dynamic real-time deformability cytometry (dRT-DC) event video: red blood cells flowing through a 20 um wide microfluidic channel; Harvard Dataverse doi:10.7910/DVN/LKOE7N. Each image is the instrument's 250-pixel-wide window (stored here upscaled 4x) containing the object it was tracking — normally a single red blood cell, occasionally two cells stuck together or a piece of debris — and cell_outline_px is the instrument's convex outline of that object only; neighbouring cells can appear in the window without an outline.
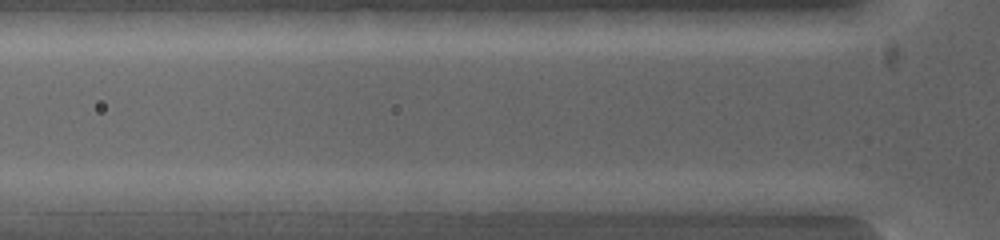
{"species": "common noctule bat (a hibernating species)", "species_latin": "Nyctalus noctula", "temperature_condition": "warm", "stored_images_in_passage": 3, "camera_frame_rate_fps": 5000, "um_per_image_px": 0.085, "animal": {"sex": "female", "body_mass_g": 19.0, "forearm_length_mm": 53.3}, "frame": {"image": 1, "passage_image": 3, "time_ms": 0.6, "image_size_px": [1000, 240], "cell_outline_px": [[600, 200], [572, 212], [508, 212], [500, 200], [500, 192]], "centroid_in_image_um": [46.06, 17.27], "position_along_channel_um": 79.7, "area_um2": 10.0}}